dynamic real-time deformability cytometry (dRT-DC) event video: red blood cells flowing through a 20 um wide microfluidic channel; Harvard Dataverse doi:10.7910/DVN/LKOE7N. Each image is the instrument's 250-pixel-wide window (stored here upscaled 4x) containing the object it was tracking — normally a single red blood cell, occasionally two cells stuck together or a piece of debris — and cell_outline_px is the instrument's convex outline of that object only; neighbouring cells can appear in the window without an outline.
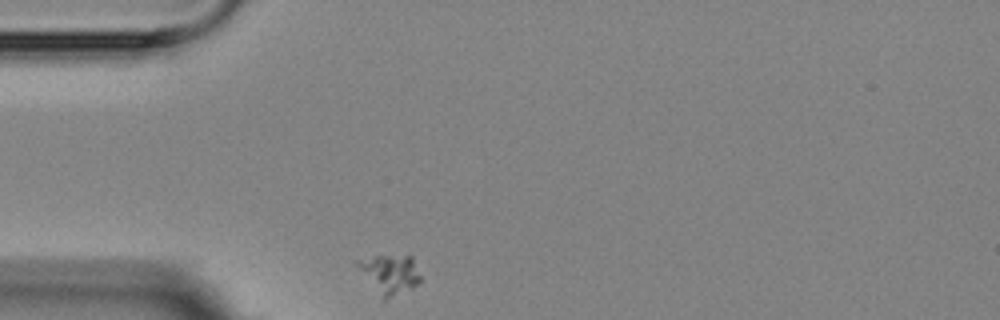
{"species": "Egyptian fruit bat (a non-hibernating species)", "species_latin": "Rousettus aegyptiacus", "temperature_condition": "room temperature", "stored_images_in_passage": 5, "camera_frame_rate_fps": 3000, "um_per_image_px": 0.085, "animal": {"sex": "female"}, "frame": {"image": 1, "passage_image": 1, "time_ms": 0.0, "image_size_px": [1000, 320], "cell_outline_px": [[420, 280], [412, 288], [384, 300], [356, 264], [356, 260], [376, 256], [412, 256], [420, 276]], "centroid_in_image_um": [33.16, 23.28], "position_along_channel_um": 51.8, "area_um2": 13.7}}
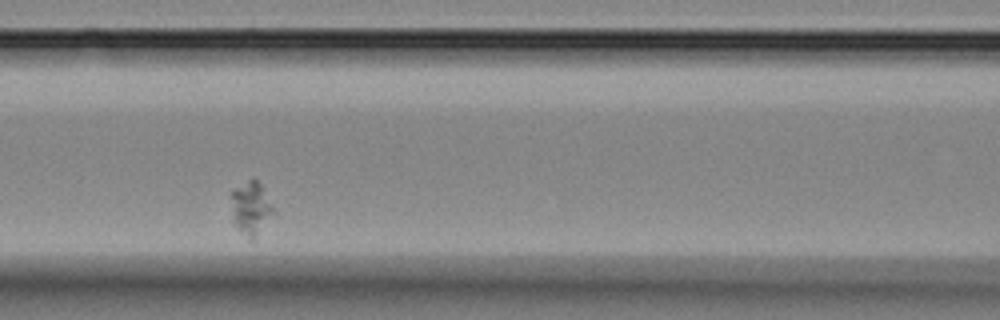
{"frame": {"image": 2, "passage_image": 4, "time_ms": 3.333, "image_size_px": [1000, 320], "cell_outline_px": [[276, 212], [252, 240], [236, 224], [232, 196], [232, 192], [236, 188], [252, 176], [260, 184]], "centroid_in_image_um": [21.39, 17.63], "position_along_channel_um": 145.2, "area_um2": 12.25}}
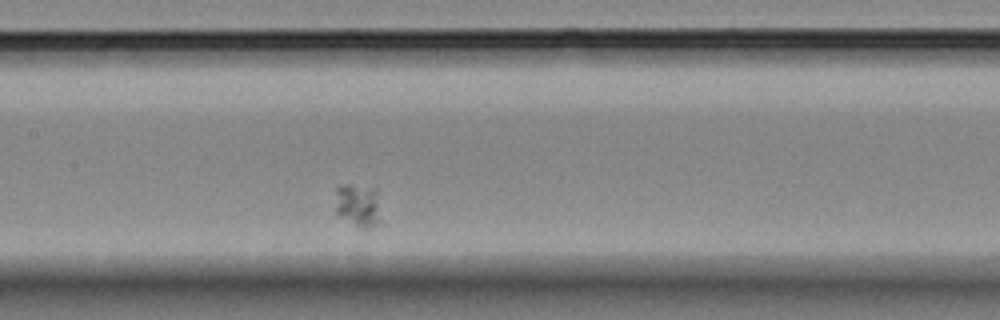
{"frame": {"image": 3, "passage_image": 5, "time_ms": 4.333, "image_size_px": [1000, 320], "cell_outline_px": [[388, 228], [364, 228], [340, 216], [336, 212], [336, 188], [340, 184], [352, 184], [380, 188]], "centroid_in_image_um": [30.71, 17.48], "position_along_channel_um": 176.7, "area_um2": 13.24}}